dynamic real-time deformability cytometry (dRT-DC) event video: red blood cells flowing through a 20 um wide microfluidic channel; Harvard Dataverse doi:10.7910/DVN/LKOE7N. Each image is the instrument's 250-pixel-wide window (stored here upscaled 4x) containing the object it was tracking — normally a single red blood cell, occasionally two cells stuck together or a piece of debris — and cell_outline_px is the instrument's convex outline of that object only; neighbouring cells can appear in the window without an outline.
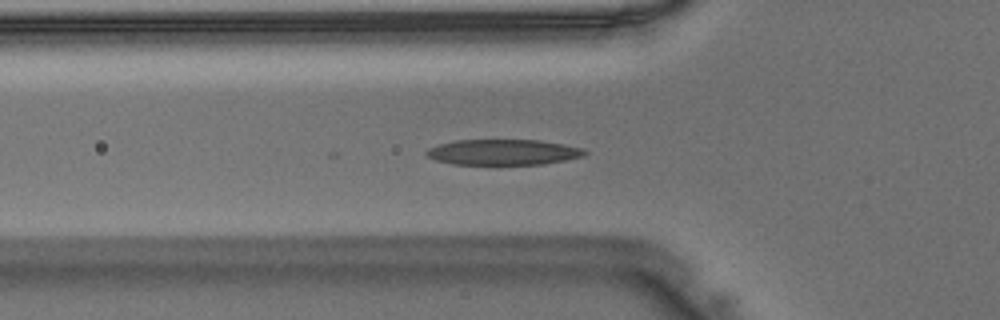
{"species": "Egyptian fruit bat (a non-hibernating species)", "species_latin": "Rousettus aegyptiacus", "temperature_condition": "warm", "stored_images_in_passage": 37, "segment_of_instrument_passage": [1, 2], "camera_frame_rate_fps": 3000, "um_per_image_px": 0.085, "animal": {"sex": "male"}, "frame": {"image": 1, "passage_image": 5, "time_ms": 1.333, "image_size_px": [1000, 320], "cell_outline_px": [[588, 152], [584, 156], [544, 164], [452, 164], [436, 160], [428, 156], [424, 152], [428, 148], [436, 144], [456, 140], [540, 140], [564, 144], [584, 148]], "centroid_in_image_um": [42.77, 12.92], "position_along_channel_um": 83.0, "area_um2": 23.7}}
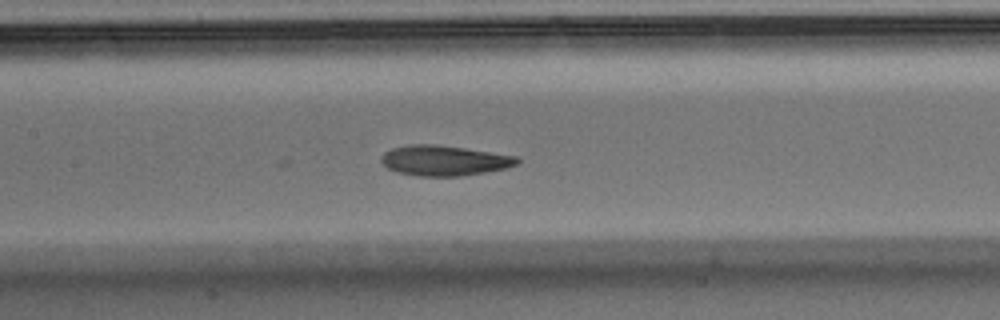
{"frame": {"image": 2, "passage_image": 11, "time_ms": 3.333, "image_size_px": [1000, 320], "cell_outline_px": [[520, 160], [516, 164], [508, 168], [460, 176], [416, 176], [396, 172], [388, 168], [380, 160], [380, 156], [384, 152], [392, 148], [408, 144], [436, 144], [520, 156]], "centroid_in_image_um": [37.75, 13.64], "position_along_channel_um": 169.6, "area_um2": 24.16}}
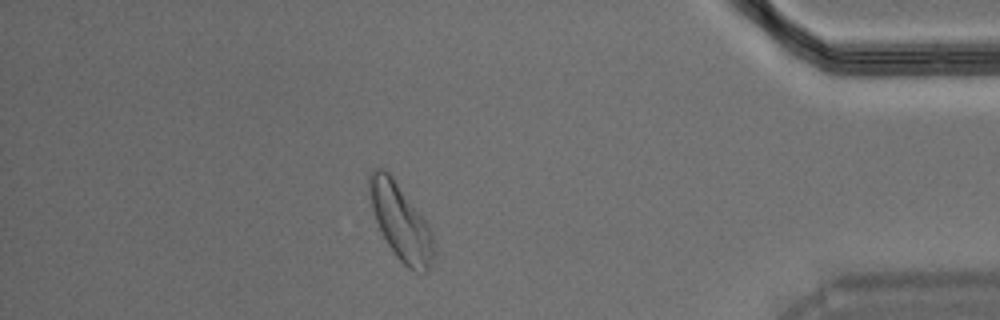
{"frame": {"image": 3, "passage_image": 30, "time_ms": 9.667, "image_size_px": [1000, 320], "cell_outline_px": [[432, 260], [428, 272], [416, 272], [408, 268], [396, 256], [388, 244], [376, 220], [372, 208], [368, 188], [368, 172], [372, 168], [384, 168], [392, 176], [428, 224], [432, 232]], "centroid_in_image_um": [34.02, 18.83], "position_along_channel_um": 401.2, "area_um2": 28.03}}